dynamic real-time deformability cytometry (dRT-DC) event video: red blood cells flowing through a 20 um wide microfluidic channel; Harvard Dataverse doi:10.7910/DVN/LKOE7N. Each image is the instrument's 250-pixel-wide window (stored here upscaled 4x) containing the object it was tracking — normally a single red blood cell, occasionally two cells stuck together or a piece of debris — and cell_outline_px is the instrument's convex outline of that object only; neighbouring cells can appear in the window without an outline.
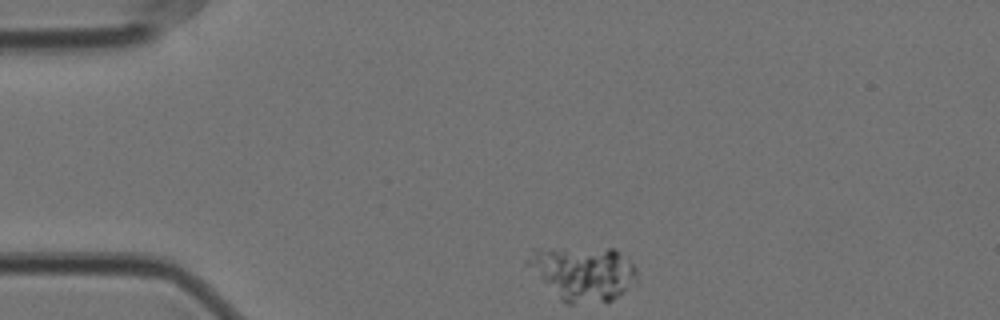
{"species": "Egyptian fruit bat (a non-hibernating species)", "species_latin": "Rousettus aegyptiacus", "temperature_condition": "cold", "stored_images_in_passage": 27, "camera_frame_rate_fps": 3000, "um_per_image_px": 0.085, "animal": {"sex": "female"}, "frame": {"image": 1, "passage_image": 1, "time_ms": 0.0, "image_size_px": [1000, 320], "cell_outline_px": [[636, 280], [612, 300], [572, 304], [568, 304], [560, 300], [524, 264], [524, 260], [532, 248], [616, 248], [632, 260], [636, 268]], "centroid_in_image_um": [49.5, 23.18], "position_along_channel_um": 35.5, "area_um2": 34.97}}
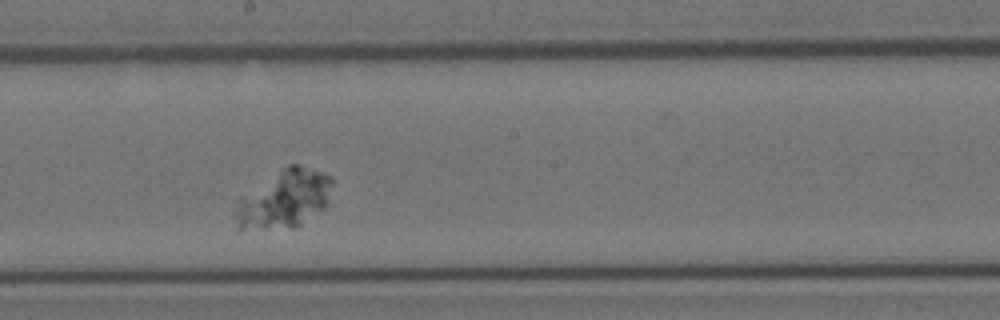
{"frame": {"image": 2, "passage_image": 22, "time_ms": 7.0, "image_size_px": [1000, 320], "cell_outline_px": [[336, 180], [328, 204], [324, 208], [300, 224], [292, 228], [236, 228], [232, 212], [236, 200], [288, 164], [300, 164], [332, 176]], "centroid_in_image_um": [24.18, 16.9], "position_along_channel_um": 224.0, "area_um2": 33.18}}